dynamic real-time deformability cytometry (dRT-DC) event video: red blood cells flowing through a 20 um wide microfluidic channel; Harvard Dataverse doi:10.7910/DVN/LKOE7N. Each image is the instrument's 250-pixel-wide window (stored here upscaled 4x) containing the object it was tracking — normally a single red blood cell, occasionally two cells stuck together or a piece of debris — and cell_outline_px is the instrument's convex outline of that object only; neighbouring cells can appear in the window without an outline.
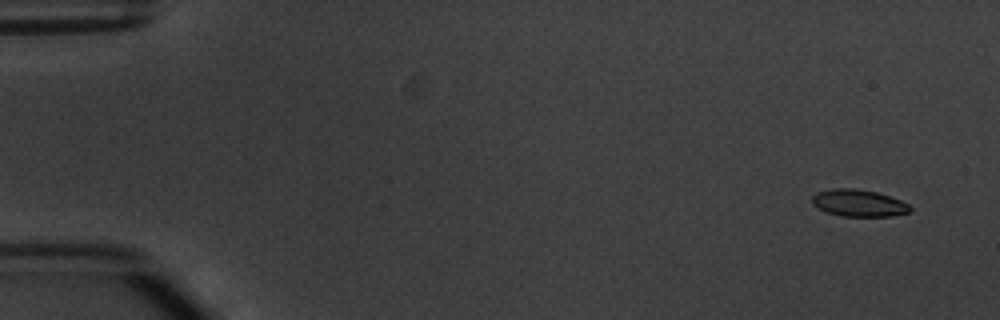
{"species": "common noctule bat (a hibernating species)", "species_latin": "Nyctalus noctula", "temperature_condition": "warm", "stored_images_in_passage": 4, "camera_frame_rate_fps": 3000, "um_per_image_px": 0.085, "animal": {"sex": "male", "body_mass_g": 20.1, "forearm_length_mm": 53.5}, "frame": {"image": 1, "passage_image": 1, "time_ms": 0.0, "image_size_px": [1000, 320], "cell_outline_px": [[912, 212], [892, 216], [840, 216], [828, 212], [812, 204], [812, 196], [816, 192], [832, 188], [856, 188], [876, 192], [900, 200], [908, 204], [912, 208]], "centroid_in_image_um": [73.0, 17.25], "position_along_channel_um": 12.0, "area_um2": 15.43}}
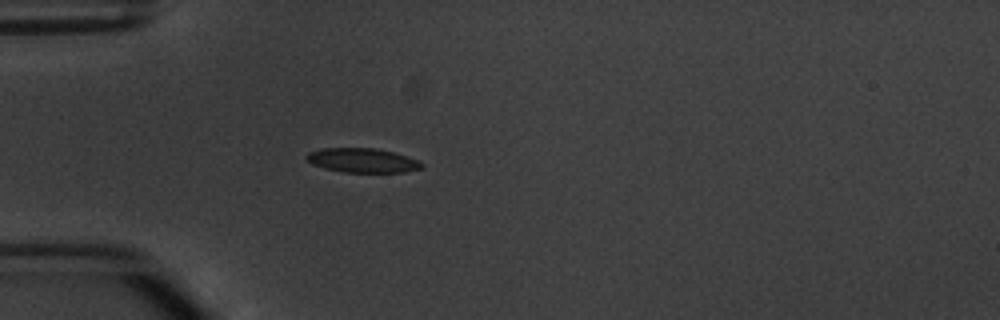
{"frame": {"image": 2, "passage_image": 4, "time_ms": 4.333, "image_size_px": [1000, 320], "cell_outline_px": [[424, 168], [404, 172], [344, 172], [324, 168], [312, 164], [304, 156], [308, 152], [320, 148], [376, 148], [392, 152], [420, 160], [424, 164]], "centroid_in_image_um": [30.82, 13.63], "position_along_channel_um": 54.2, "area_um2": 16.42}}